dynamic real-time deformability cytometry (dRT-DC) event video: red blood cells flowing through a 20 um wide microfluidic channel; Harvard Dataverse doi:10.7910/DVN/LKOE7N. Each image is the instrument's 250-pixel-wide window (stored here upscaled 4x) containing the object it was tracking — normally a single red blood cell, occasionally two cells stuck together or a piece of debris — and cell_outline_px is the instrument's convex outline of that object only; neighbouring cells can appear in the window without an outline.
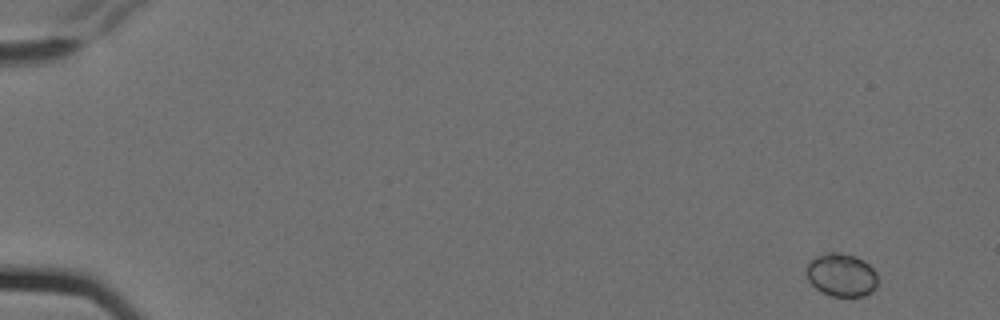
{"species": "Egyptian fruit bat (a non-hibernating species)", "species_latin": "Rousettus aegyptiacus", "temperature_condition": "cold", "stored_images_in_passage": 6, "camera_frame_rate_fps": 3000, "um_per_image_px": 0.085, "animal": {"sex": "female"}, "frame": {"image": 1, "passage_image": 1, "time_ms": 0.0, "image_size_px": [1000, 320], "cell_outline_px": [[876, 288], [872, 292], [864, 296], [832, 296], [820, 292], [808, 280], [804, 272], [808, 260], [824, 252], [840, 252], [856, 256], [864, 260], [876, 272]], "centroid_in_image_um": [71.47, 23.35], "position_along_channel_um": 13.5, "area_um2": 18.32}}
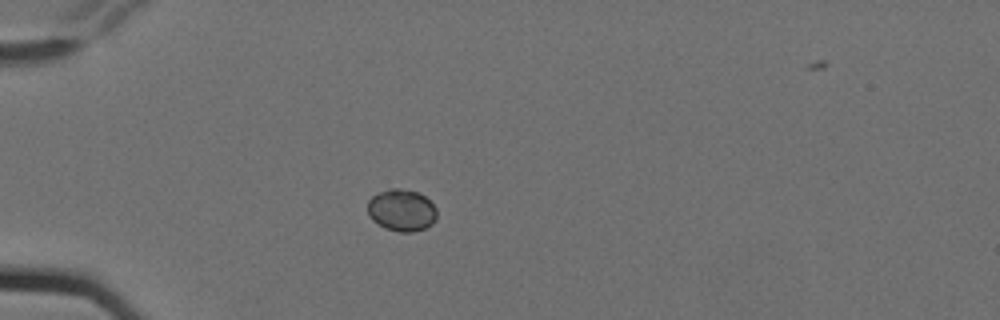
{"frame": {"image": 2, "passage_image": 5, "time_ms": 1.333, "image_size_px": [1000, 320], "cell_outline_px": [[436, 220], [432, 224], [424, 228], [412, 232], [400, 232], [384, 228], [372, 220], [368, 216], [368, 200], [372, 196], [388, 188], [400, 188], [420, 192], [436, 208]], "centroid_in_image_um": [34.12, 17.86], "position_along_channel_um": 50.9, "area_um2": 17.05}}